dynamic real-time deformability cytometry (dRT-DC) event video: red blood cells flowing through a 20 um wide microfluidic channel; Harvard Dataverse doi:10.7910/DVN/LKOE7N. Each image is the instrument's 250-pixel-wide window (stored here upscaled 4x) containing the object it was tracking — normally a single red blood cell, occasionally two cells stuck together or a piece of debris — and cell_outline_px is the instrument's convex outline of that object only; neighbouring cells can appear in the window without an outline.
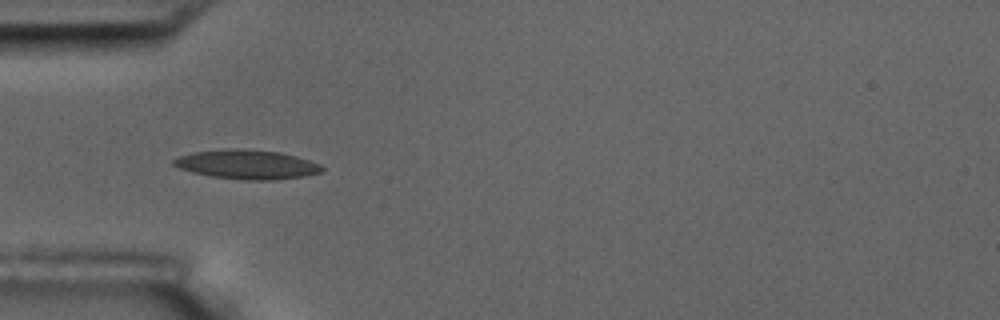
{"species": "common noctule bat (a hibernating species)", "species_latin": "Nyctalus noctula", "temperature_condition": "room temperature", "stored_images_in_passage": 6, "camera_frame_rate_fps": 3000, "um_per_image_px": 0.085, "animal": {"sex": "male", "body_mass_g": 17.5, "forearm_length_mm": 52.3}, "frame": {"image": 1, "passage_image": 6, "time_ms": 5.667, "image_size_px": [1000, 320], "cell_outline_px": [[324, 172], [308, 176], [272, 180], [244, 180], [212, 176], [192, 172], [180, 168], [172, 164], [172, 160], [180, 156], [192, 152], [224, 148], [240, 148], [280, 152], [296, 156], [320, 164], [324, 168]], "centroid_in_image_um": [21.02, 13.97], "position_along_channel_um": 64.0, "area_um2": 25.49}}